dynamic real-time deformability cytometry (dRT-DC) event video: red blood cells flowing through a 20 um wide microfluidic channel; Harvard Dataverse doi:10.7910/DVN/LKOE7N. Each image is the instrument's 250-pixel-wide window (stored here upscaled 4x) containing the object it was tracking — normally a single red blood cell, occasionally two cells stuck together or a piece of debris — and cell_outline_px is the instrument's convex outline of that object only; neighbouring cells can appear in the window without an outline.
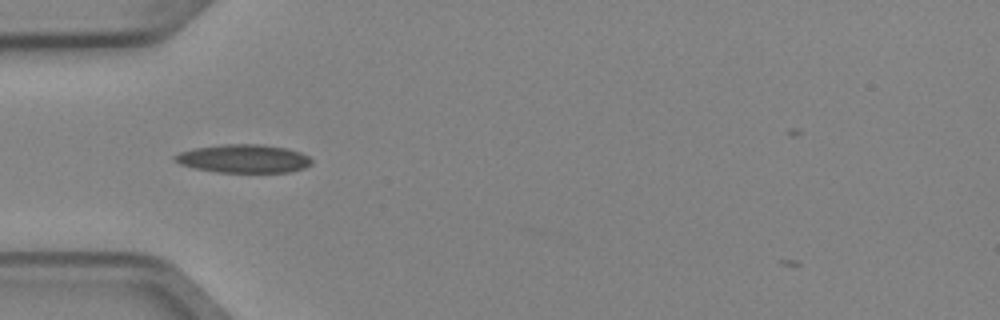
{"species": "Egyptian fruit bat (a non-hibernating species)", "species_latin": "Rousettus aegyptiacus", "temperature_condition": "cold", "stored_images_in_passage": 6, "camera_frame_rate_fps": 3000, "um_per_image_px": 0.085, "animal": {"sex": "female"}, "frame": {"image": 1, "passage_image": 5, "time_ms": 1.333, "image_size_px": [1000, 320], "cell_outline_px": [[312, 164], [304, 168], [288, 172], [216, 172], [192, 168], [180, 164], [172, 160], [172, 156], [180, 152], [192, 148], [224, 144], [260, 144], [288, 148], [300, 152], [308, 156], [312, 160]], "centroid_in_image_um": [20.67, 13.48], "position_along_channel_um": 64.3, "area_um2": 22.83}}
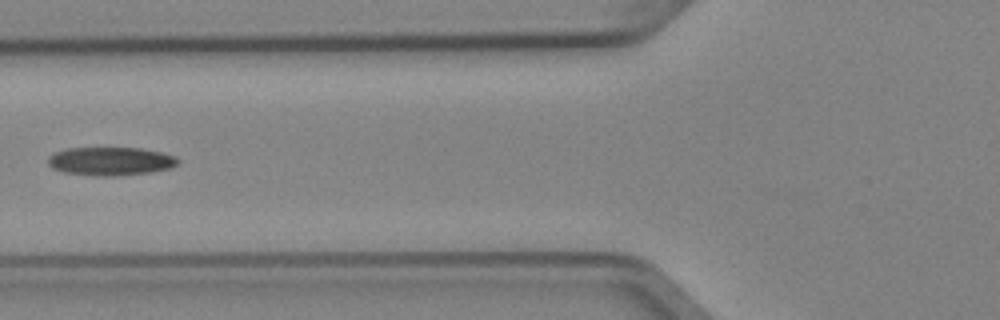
{"frame": {"image": 2, "passage_image": 6, "time_ms": 1.667, "image_size_px": [1000, 320], "cell_outline_px": [[180, 160], [172, 168], [148, 172], [108, 176], [100, 176], [64, 172], [52, 168], [48, 164], [48, 156], [56, 152], [68, 148], [140, 148], [160, 152], [176, 156]], "centroid_in_image_um": [9.4, 13.69], "position_along_channel_um": 116.4, "area_um2": 21.27}}